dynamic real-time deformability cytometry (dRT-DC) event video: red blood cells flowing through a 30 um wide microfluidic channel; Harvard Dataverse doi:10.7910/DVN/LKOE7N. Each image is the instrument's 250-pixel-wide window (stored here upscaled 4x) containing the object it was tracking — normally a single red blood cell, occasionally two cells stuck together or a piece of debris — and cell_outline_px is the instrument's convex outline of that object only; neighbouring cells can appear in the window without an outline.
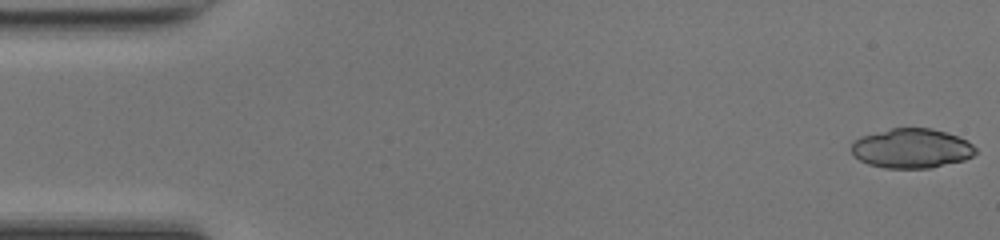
{"species": "common noctule bat (a hibernating species)", "species_latin": "Nyctalus noctula", "temperature_condition": "room temperature", "stored_images_in_passage": 48, "camera_frame_rate_fps": 3000, "um_per_image_px": 0.085, "animal": {"sex": "female", "body_mass_g": 17.0, "forearm_length_mm": 48.0}, "frame": {"image": 1, "passage_image": 1, "time_ms": 0.0, "image_size_px": [1000, 240], "cell_outline_px": [[976, 152], [972, 156], [964, 160], [932, 168], [884, 168], [868, 164], [860, 160], [852, 152], [852, 144], [860, 136], [892, 128], [932, 128], [968, 140], [976, 148]], "centroid_in_image_um": [77.5, 12.62], "position_along_channel_um": 7.5, "area_um2": 28.55}}